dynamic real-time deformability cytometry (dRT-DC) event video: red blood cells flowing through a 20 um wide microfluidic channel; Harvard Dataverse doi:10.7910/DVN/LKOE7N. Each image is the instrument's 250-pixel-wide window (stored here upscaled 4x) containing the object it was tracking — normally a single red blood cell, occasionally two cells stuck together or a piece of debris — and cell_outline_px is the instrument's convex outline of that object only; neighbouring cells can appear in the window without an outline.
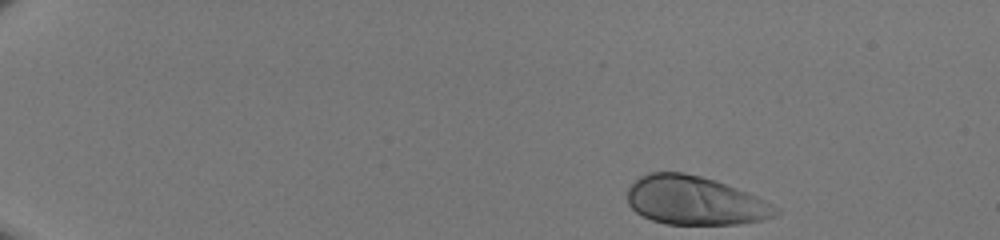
{"species": "human", "species_latin": "Homo sapiens", "temperature_condition": "room temperature", "stored_images_in_passage": 43, "camera_frame_rate_fps": 3000, "um_per_image_px": 0.085, "donor": {"sex": "male"}, "frame": {"image": 1, "passage_image": 1, "time_ms": 0.0, "image_size_px": [1000, 240], "cell_outline_px": [[780, 212], [772, 216], [760, 220], [736, 224], [668, 224], [652, 220], [636, 212], [628, 204], [628, 188], [636, 180], [648, 172], [684, 172], [700, 176], [724, 184], [744, 192], [776, 208]], "centroid_in_image_um": [58.97, 17.05], "position_along_channel_um": 26.0, "area_um2": 41.04}}
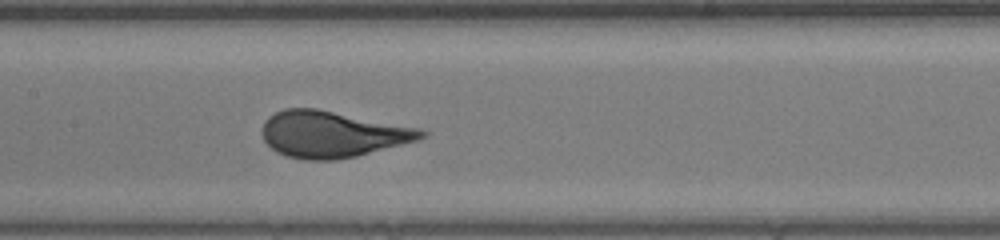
{"frame": {"image": 2, "passage_image": 21, "time_ms": 6.667, "image_size_px": [1000, 240], "cell_outline_px": [[428, 132], [424, 136], [416, 140], [356, 156], [336, 160], [304, 160], [284, 156], [276, 152], [264, 140], [264, 120], [268, 116], [284, 108], [316, 108], [416, 128]], "centroid_in_image_um": [28.17, 11.41], "position_along_channel_um": 179.2, "area_um2": 42.37}}
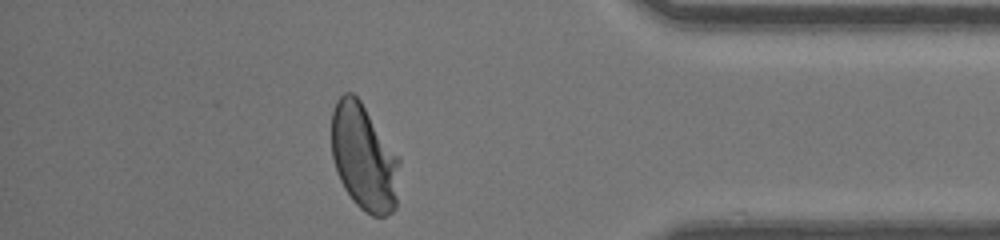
{"frame": {"image": 3, "passage_image": 38, "time_ms": 12.333, "image_size_px": [1000, 240], "cell_outline_px": [[400, 160], [396, 208], [392, 212], [384, 216], [372, 216], [364, 212], [352, 200], [344, 188], [340, 180], [332, 156], [332, 112], [336, 100], [344, 92], [352, 92], [360, 100]], "centroid_in_image_um": [30.93, 13.4], "position_along_channel_um": 404.3, "area_um2": 41.91}}